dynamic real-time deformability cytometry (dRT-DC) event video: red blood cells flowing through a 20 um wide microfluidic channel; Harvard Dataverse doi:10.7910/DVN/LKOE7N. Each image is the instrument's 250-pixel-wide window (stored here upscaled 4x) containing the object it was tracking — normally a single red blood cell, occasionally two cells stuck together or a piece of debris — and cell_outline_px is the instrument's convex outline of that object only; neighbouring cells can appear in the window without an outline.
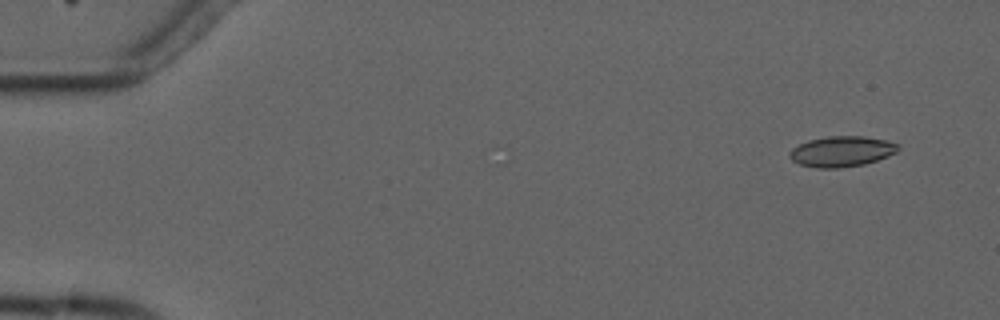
{"species": "common noctule bat (a hibernating species)", "species_latin": "Nyctalus noctula", "temperature_condition": "cold", "stored_images_in_passage": 6, "camera_frame_rate_fps": 3000, "um_per_image_px": 0.085, "animal": {"sex": "male", "forearm_length_mm": 52.5}, "frame": {"image": 1, "passage_image": 1, "time_ms": 0.0, "image_size_px": [1000, 320], "cell_outline_px": [[900, 148], [896, 152], [888, 156], [864, 164], [836, 168], [816, 168], [800, 164], [792, 160], [788, 156], [788, 152], [792, 148], [808, 140], [828, 136], [864, 136], [884, 140], [900, 144]], "centroid_in_image_um": [71.53, 12.87], "position_along_channel_um": 13.5, "area_um2": 19.31}}